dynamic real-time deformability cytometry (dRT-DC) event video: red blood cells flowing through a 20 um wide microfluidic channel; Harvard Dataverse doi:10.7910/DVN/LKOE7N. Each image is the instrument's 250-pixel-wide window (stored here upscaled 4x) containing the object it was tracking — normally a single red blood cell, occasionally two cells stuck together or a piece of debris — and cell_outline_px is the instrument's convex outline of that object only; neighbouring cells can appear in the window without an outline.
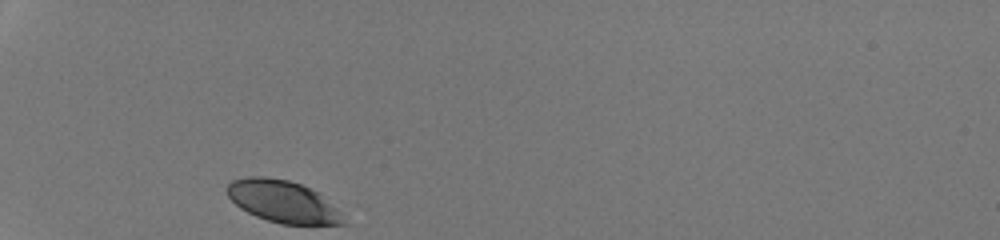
{"species": "human", "species_latin": "Homo sapiens", "temperature_condition": "room temperature", "stored_images_in_passage": 27, "camera_frame_rate_fps": 3000, "um_per_image_px": 0.085, "donor": {"sex": "male"}, "frame": {"image": 1, "passage_image": 1, "time_ms": 0.0, "image_size_px": [1000, 240], "cell_outline_px": [[348, 224], [280, 224], [256, 216], [240, 208], [228, 196], [228, 184], [232, 180], [248, 176], [264, 176], [288, 180], [300, 184], [320, 192], [344, 212]], "centroid_in_image_um": [24.13, 17.13], "position_along_channel_um": 60.9, "area_um2": 28.9}}
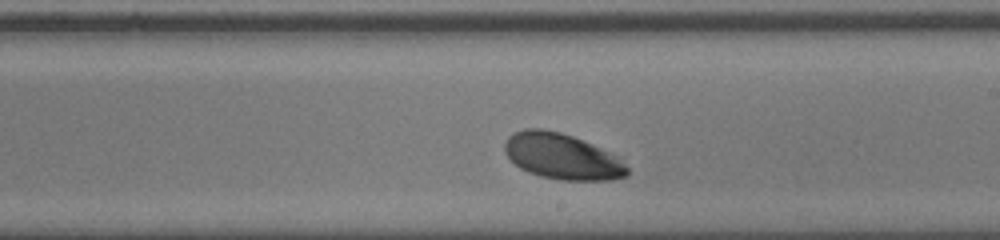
{"frame": {"image": 2, "passage_image": 16, "time_ms": 5.0, "image_size_px": [1000, 240], "cell_outline_px": [[628, 172], [624, 176], [612, 180], [560, 180], [540, 176], [528, 172], [520, 168], [504, 152], [504, 144], [508, 136], [524, 128], [540, 128], [560, 132], [572, 136], [592, 144], [616, 156], [628, 168]], "centroid_in_image_um": [47.74, 13.29], "position_along_channel_um": 241.3, "area_um2": 32.43}}
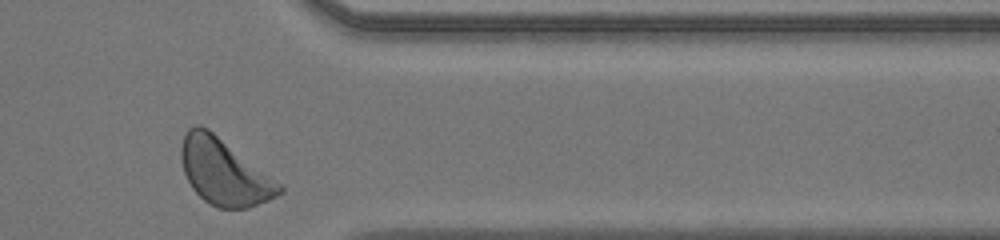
{"frame": {"image": 3, "passage_image": 27, "time_ms": 8.667, "image_size_px": [1000, 240], "cell_outline_px": [[284, 192], [268, 200], [248, 208], [216, 208], [204, 200], [192, 188], [184, 172], [180, 160], [180, 148], [184, 132], [188, 128], [196, 124], [200, 124], [208, 128], [280, 184], [284, 188]], "centroid_in_image_um": [18.99, 14.6], "position_along_channel_um": 392.4, "area_um2": 37.45}, "authors_computed_cell_mechanics": {"area_um2": 32.657, "velocity_mm_per_s": 4.1793, "shape_relaxation_time_tau1_ms": 1.6291, "shape_relaxation_time_tau2_ms": null, "deformation_change_tau1": 0.0827, "deformation_change_tau2": null}}